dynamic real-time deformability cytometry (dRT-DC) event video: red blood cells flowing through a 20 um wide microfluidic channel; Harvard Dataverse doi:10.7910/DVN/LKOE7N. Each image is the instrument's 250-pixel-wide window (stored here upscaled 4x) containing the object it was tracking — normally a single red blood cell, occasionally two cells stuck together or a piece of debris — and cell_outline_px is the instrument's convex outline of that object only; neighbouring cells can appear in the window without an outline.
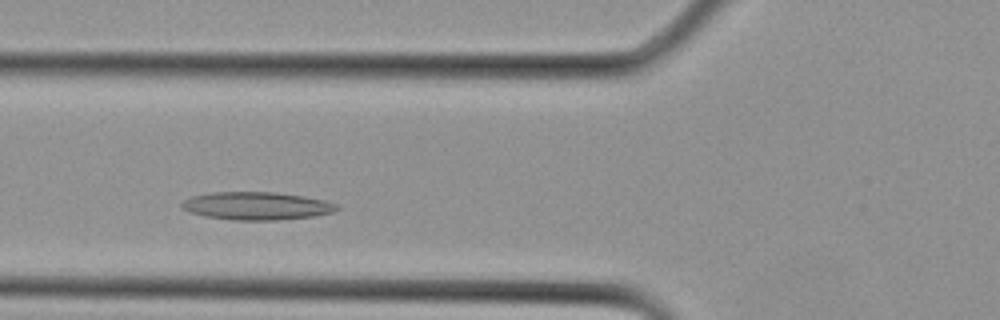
{"species": "Egyptian fruit bat (a non-hibernating species)", "species_latin": "Rousettus aegyptiacus", "temperature_condition": "cold", "stored_images_in_passage": 26, "camera_frame_rate_fps": 3000, "um_per_image_px": 0.085, "animal": {"sex": "female"}, "frame": {"image": 1, "passage_image": 6, "time_ms": 1.667, "image_size_px": [1000, 320], "cell_outline_px": [[340, 208], [336, 212], [312, 216], [280, 220], [232, 220], [204, 216], [188, 212], [180, 208], [180, 204], [184, 200], [192, 196], [212, 192], [276, 192], [304, 196], [324, 200], [336, 204]], "centroid_in_image_um": [21.8, 17.5], "position_along_channel_um": 104.0, "area_um2": 25.43}}
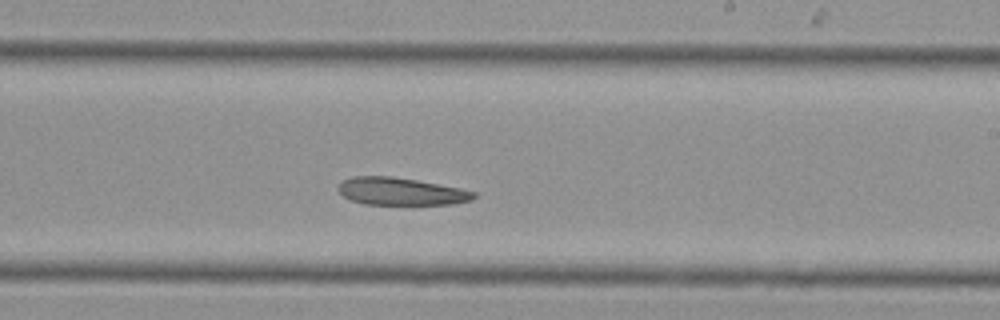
{"frame": {"image": 2, "passage_image": 13, "time_ms": 4.0, "image_size_px": [1000, 320], "cell_outline_px": [[476, 196], [472, 200], [452, 204], [364, 204], [352, 200], [344, 196], [336, 188], [344, 180], [352, 176], [392, 176], [416, 180], [460, 188], [476, 192]], "centroid_in_image_um": [34.08, 16.27], "position_along_channel_um": 254.9, "area_um2": 21.56}}
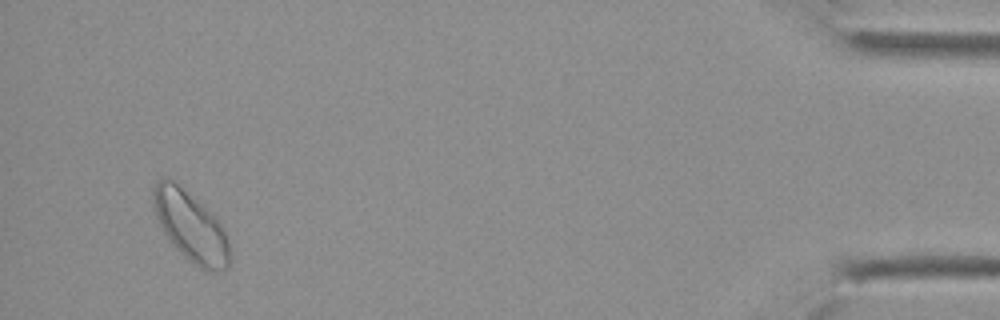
{"frame": {"image": 3, "passage_image": 24, "time_ms": 7.667, "image_size_px": [1000, 320], "cell_outline_px": [[232, 260], [228, 268], [216, 272], [212, 272], [200, 268], [188, 260], [172, 244], [164, 232], [156, 216], [152, 204], [152, 184], [156, 180], [176, 180], [216, 216], [220, 220], [228, 236], [232, 256]], "centroid_in_image_um": [16.25, 19.25], "position_along_channel_um": 418.9, "area_um2": 32.02}}